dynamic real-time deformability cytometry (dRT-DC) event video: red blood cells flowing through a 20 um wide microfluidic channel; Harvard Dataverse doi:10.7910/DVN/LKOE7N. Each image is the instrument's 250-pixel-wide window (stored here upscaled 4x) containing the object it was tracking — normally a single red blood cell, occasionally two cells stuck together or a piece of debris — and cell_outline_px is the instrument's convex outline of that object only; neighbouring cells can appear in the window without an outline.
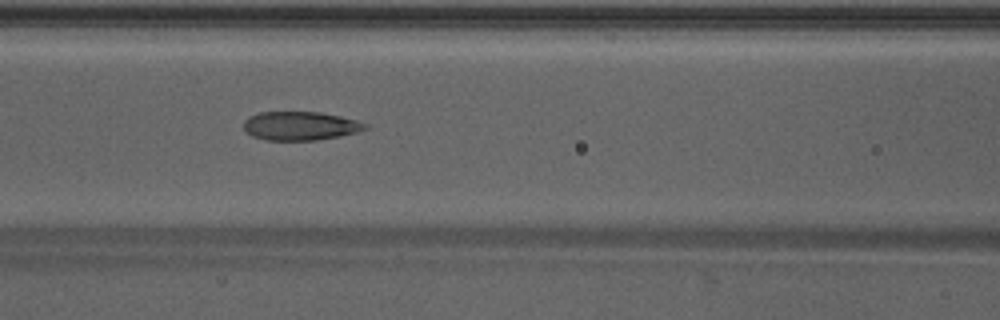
{"species": "Egyptian fruit bat (a non-hibernating species)", "species_latin": "Rousettus aegyptiacus", "temperature_condition": "warm", "stored_images_in_passage": 7, "camera_frame_rate_fps": 3000, "um_per_image_px": 0.085, "animal": {"sex": "male"}, "frame": {"image": 1, "passage_image": 6, "time_ms": 1.667, "image_size_px": [1000, 320], "cell_outline_px": [[368, 128], [360, 132], [340, 136], [316, 140], [264, 140], [252, 136], [244, 128], [244, 120], [248, 116], [260, 112], [320, 112], [340, 116], [356, 120], [368, 124]], "centroid_in_image_um": [25.54, 10.7], "position_along_channel_um": 141.1, "area_um2": 20.46}}